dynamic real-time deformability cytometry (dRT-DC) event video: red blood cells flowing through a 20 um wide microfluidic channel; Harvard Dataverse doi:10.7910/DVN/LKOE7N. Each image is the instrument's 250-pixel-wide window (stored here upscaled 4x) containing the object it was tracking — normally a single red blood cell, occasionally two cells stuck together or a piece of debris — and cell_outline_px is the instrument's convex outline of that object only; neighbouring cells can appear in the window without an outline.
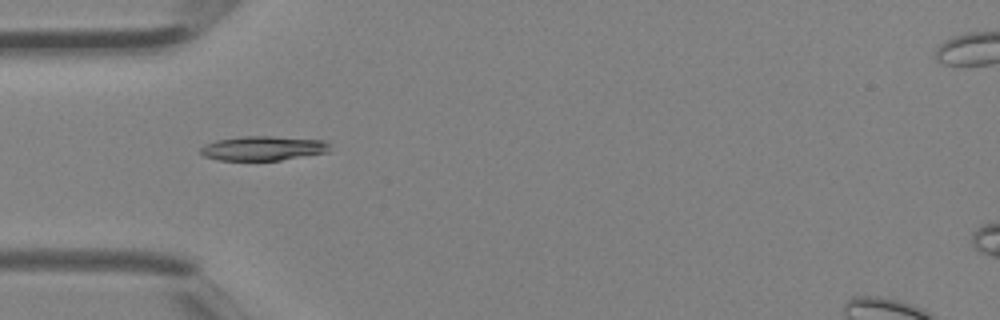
{"species": "Egyptian fruit bat (a non-hibernating species)", "species_latin": "Rousettus aegyptiacus", "temperature_condition": "room temperature", "stored_images_in_passage": 2, "camera_frame_rate_fps": 3000, "um_per_image_px": 0.085, "animal": {"sex": "female"}, "frame": {"image": 1, "passage_image": 1, "time_ms": 0.0, "image_size_px": [1000, 320], "cell_outline_px": [[328, 152], [280, 160], [220, 160], [204, 156], [200, 152], [200, 148], [204, 144], [216, 140], [244, 136], [268, 136], [324, 140], [328, 144]], "centroid_in_image_um": [22.32, 12.6], "position_along_channel_um": 62.7, "area_um2": 18.21}}
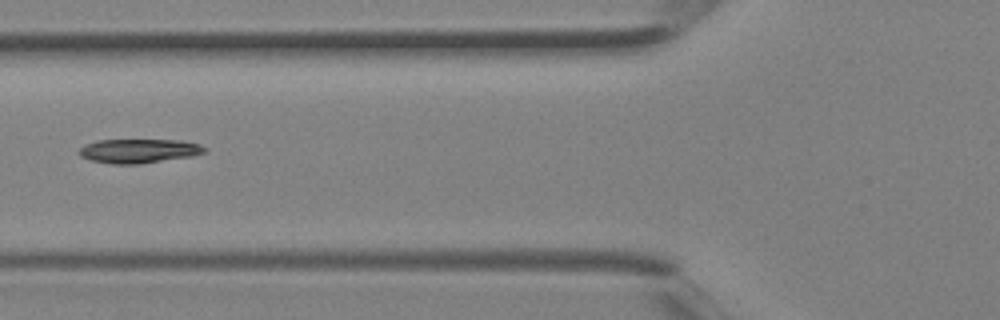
{"frame": {"image": 2, "passage_image": 2, "time_ms": 0.333, "image_size_px": [1000, 320], "cell_outline_px": [[208, 148], [204, 152], [192, 156], [140, 164], [112, 164], [92, 160], [80, 156], [76, 152], [84, 144], [96, 140], [180, 140], [200, 144]], "centroid_in_image_um": [11.78, 12.82], "position_along_channel_um": 114.0, "area_um2": 17.74}}